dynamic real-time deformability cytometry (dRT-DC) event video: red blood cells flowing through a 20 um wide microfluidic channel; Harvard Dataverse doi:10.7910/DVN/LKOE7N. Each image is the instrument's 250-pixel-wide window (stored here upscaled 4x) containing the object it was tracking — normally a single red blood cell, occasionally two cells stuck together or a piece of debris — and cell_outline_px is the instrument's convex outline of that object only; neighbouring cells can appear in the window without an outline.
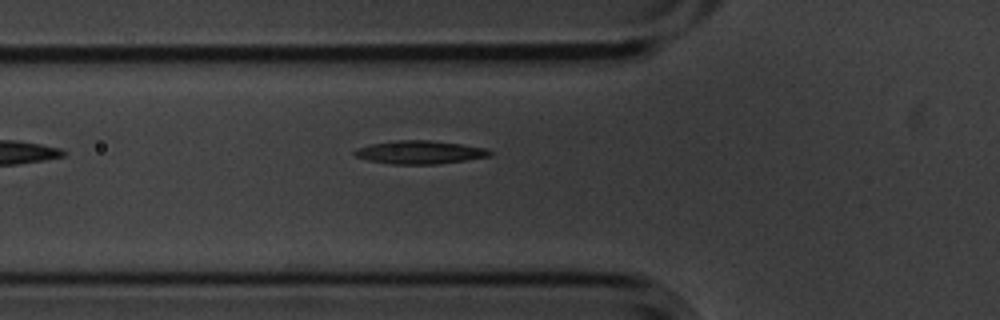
{"species": "common noctule bat (a hibernating species)", "species_latin": "Nyctalus noctula", "temperature_condition": "cold", "stored_images_in_passage": 6, "camera_frame_rate_fps": 3000, "um_per_image_px": 0.085, "animal": {"sex": "male", "body_mass_g": 20.1, "forearm_length_mm": 53.5}, "frame": {"image": 1, "passage_image": 6, "time_ms": 1.667, "image_size_px": [1000, 320], "cell_outline_px": [[492, 156], [436, 164], [392, 164], [368, 160], [356, 156], [352, 152], [356, 148], [372, 144], [392, 140], [428, 140], [460, 144], [488, 148], [492, 152]], "centroid_in_image_um": [35.68, 12.94], "position_along_channel_um": 90.1, "area_um2": 18.26}}